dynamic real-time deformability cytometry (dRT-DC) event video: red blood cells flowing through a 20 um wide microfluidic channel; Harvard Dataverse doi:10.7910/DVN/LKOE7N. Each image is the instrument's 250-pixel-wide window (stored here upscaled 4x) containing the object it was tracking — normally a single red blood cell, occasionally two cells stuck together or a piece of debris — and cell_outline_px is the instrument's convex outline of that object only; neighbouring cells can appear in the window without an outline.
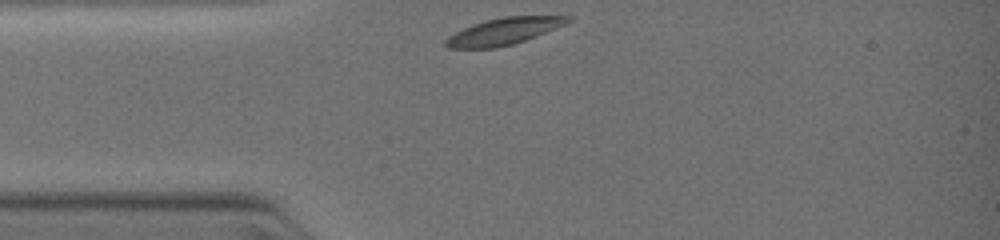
{"species": "common noctule bat (a hibernating species)", "species_latin": "Nyctalus noctula", "temperature_condition": "warm", "stored_images_in_passage": 25, "camera_frame_rate_fps": 3000, "um_per_image_px": 0.085, "animal": {"sex": "female", "body_mass_g": 19.0, "forearm_length_mm": 51.5}, "frame": {"image": 1, "passage_image": 1, "time_ms": 0.0, "image_size_px": [1000, 240], "cell_outline_px": [[572, 20], [564, 24], [524, 40], [512, 44], [492, 48], [448, 48], [444, 44], [444, 40], [448, 36], [472, 24], [504, 16], [572, 16]], "centroid_in_image_um": [42.77, 2.66], "position_along_channel_um": 42.2, "area_um2": 18.61}}
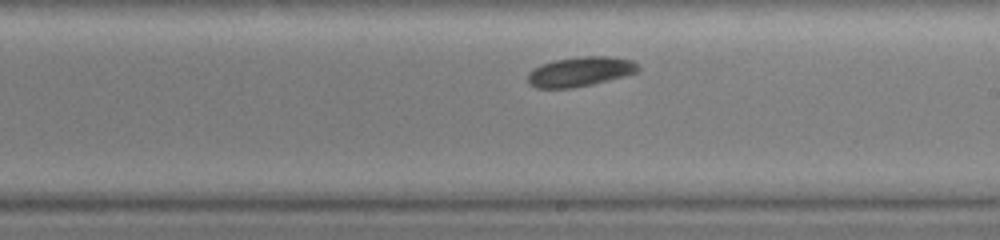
{"frame": {"image": 2, "passage_image": 15, "time_ms": 4.333, "image_size_px": [1000, 240], "cell_outline_px": [[640, 72], [592, 84], [572, 88], [536, 88], [528, 84], [524, 80], [528, 72], [532, 68], [540, 64], [556, 60], [580, 56], [608, 56], [632, 60], [640, 68]], "centroid_in_image_um": [49.26, 6.09], "position_along_channel_um": 239.7, "area_um2": 19.36}}
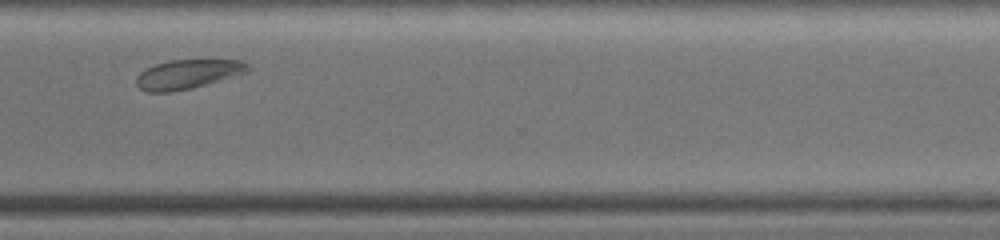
{"frame": {"image": 3, "passage_image": 23, "time_ms": 6.667, "image_size_px": [1000, 240], "cell_outline_px": [[252, 68], [248, 72], [192, 88], [168, 92], [148, 92], [140, 88], [136, 84], [136, 76], [140, 72], [156, 64], [172, 60], [244, 60]], "centroid_in_image_um": [15.99, 6.3], "position_along_channel_um": 354.6, "area_um2": 18.9}}